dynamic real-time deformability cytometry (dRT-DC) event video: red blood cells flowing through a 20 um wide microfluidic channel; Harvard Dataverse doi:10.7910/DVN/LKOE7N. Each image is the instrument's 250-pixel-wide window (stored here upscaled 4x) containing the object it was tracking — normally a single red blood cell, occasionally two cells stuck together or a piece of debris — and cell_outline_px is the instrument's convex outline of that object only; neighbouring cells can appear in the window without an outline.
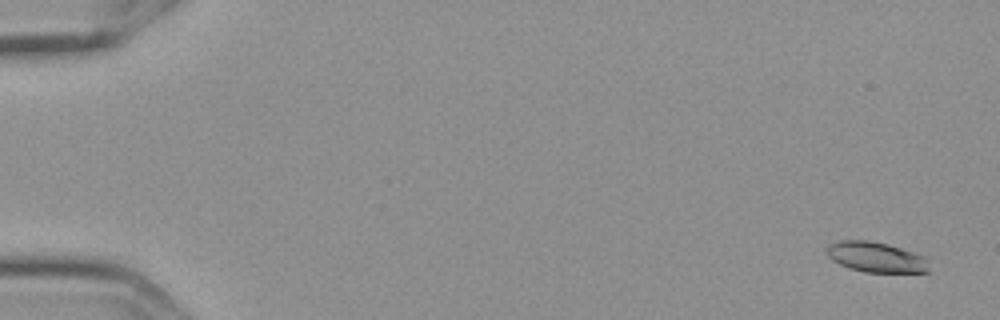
{"species": "Egyptian fruit bat (a non-hibernating species)", "species_latin": "Rousettus aegyptiacus", "temperature_condition": "cold", "stored_images_in_passage": 6, "camera_frame_rate_fps": 3000, "um_per_image_px": 0.085, "frame": {"image": 1, "passage_image": 1, "time_ms": 0.0, "image_size_px": [1000, 320], "cell_outline_px": [[928, 272], [864, 272], [840, 264], [832, 260], [828, 256], [828, 248], [832, 244], [840, 240], [868, 240], [888, 244], [924, 256], [928, 260]], "centroid_in_image_um": [74.49, 21.85], "position_along_channel_um": 10.5, "area_um2": 17.74}}
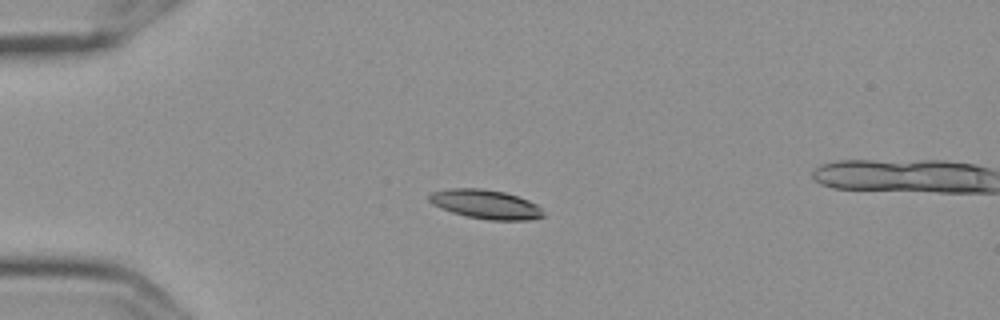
{"frame": {"image": 2, "passage_image": 4, "time_ms": 1.0, "image_size_px": [1000, 320], "cell_outline_px": [[544, 216], [528, 220], [488, 220], [468, 216], [452, 212], [440, 208], [432, 204], [428, 200], [428, 196], [432, 192], [448, 188], [480, 188], [504, 192], [528, 200], [536, 204], [544, 212]], "centroid_in_image_um": [41.26, 17.36], "position_along_channel_um": 43.7, "area_um2": 19.31}}